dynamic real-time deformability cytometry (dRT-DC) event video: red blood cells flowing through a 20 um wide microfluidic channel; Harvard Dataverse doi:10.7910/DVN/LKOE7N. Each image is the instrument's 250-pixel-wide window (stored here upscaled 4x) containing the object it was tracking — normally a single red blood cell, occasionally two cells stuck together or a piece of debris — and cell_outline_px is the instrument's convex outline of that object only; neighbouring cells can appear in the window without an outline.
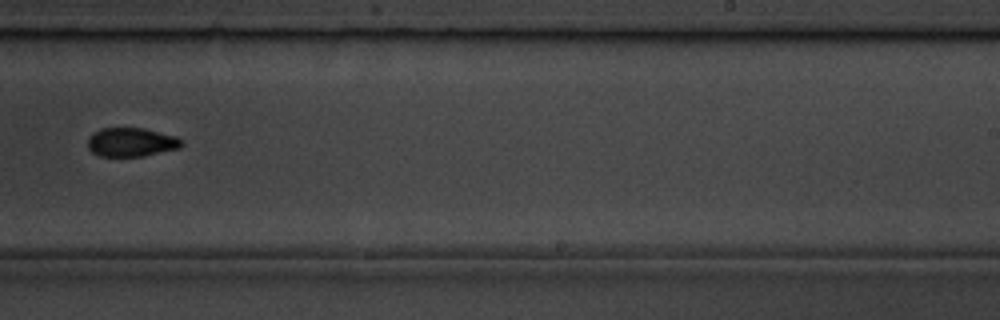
{"species": "common noctule bat (a hibernating species)", "species_latin": "Nyctalus noctula", "temperature_condition": "room temperature", "stored_images_in_passage": 12, "camera_frame_rate_fps": 3000, "um_per_image_px": 0.085, "animal": {"sex": "male", "body_mass_g": 19.5, "forearm_length_mm": 54.6}, "frame": {"image": 1, "passage_image": 7, "time_ms": 7.0, "image_size_px": [1000, 320], "cell_outline_px": [[184, 144], [180, 148], [144, 156], [100, 156], [92, 152], [88, 148], [88, 136], [92, 132], [100, 128], [144, 128], [176, 136], [184, 140]], "centroid_in_image_um": [11.17, 12.08], "position_along_channel_um": 277.8, "area_um2": 16.01}, "authors_computed_cell_mechanics": {"area_um2": 16.3285, "velocity_mm_per_s": 3.7651, "shape_relaxation_time_tau1_ms": 1.1804, "shape_relaxation_time_tau2_ms": null, "deformation_change_tau1": 0.0739, "deformation_change_tau2": null}}